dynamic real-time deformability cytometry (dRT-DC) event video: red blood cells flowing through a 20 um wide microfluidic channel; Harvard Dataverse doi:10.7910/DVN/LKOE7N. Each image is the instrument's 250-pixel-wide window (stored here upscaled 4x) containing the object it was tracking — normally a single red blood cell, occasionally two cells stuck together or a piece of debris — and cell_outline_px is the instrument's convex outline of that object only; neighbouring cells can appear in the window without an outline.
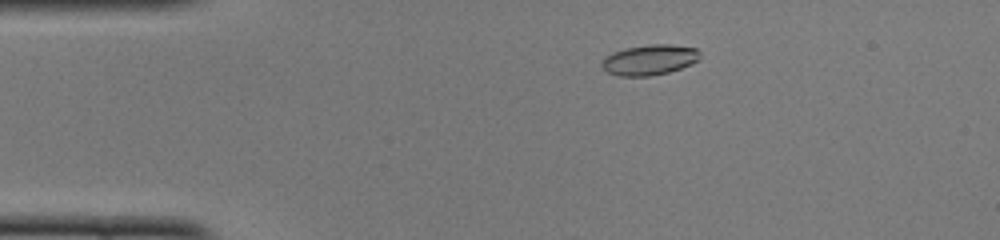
{"species": "common noctule bat (a hibernating species)", "species_latin": "Nyctalus noctula", "temperature_condition": "cold", "stored_images_in_passage": 48, "camera_frame_rate_fps": 3000, "um_per_image_px": 0.085, "animal": {"sex": "female", "body_mass_g": 22.0, "forearm_length_mm": 56.7}, "frame": {"image": 1, "passage_image": 7, "time_ms": 2.0, "image_size_px": [1000, 240], "cell_outline_px": [[700, 60], [692, 64], [668, 72], [648, 76], [620, 76], [608, 72], [600, 64], [604, 56], [612, 52], [624, 48], [648, 44], [672, 44], [696, 48], [700, 52]], "centroid_in_image_um": [55.21, 5.07], "position_along_channel_um": 29.8, "area_um2": 17.57}}
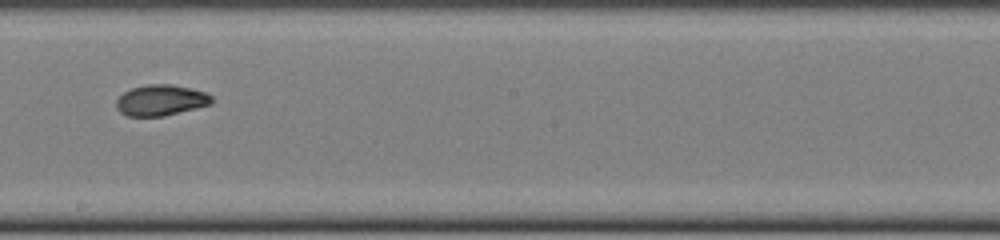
{"frame": {"image": 2, "passage_image": 26, "time_ms": 8.333, "image_size_px": [1000, 240], "cell_outline_px": [[212, 104], [164, 116], [128, 116], [120, 112], [116, 108], [116, 100], [124, 92], [132, 88], [148, 84], [172, 84], [192, 88], [204, 92], [212, 96]], "centroid_in_image_um": [13.67, 8.51], "position_along_channel_um": 234.5, "area_um2": 17.17}}
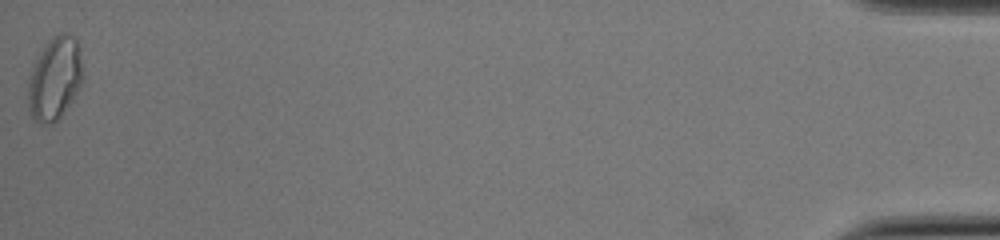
{"frame": {"image": 3, "passage_image": 48, "time_ms": 15.667, "image_size_px": [1000, 240], "cell_outline_px": [[84, 80], [72, 100], [60, 116], [52, 124], [40, 124], [32, 116], [28, 108], [28, 76], [40, 52], [48, 40], [52, 36], [60, 32], [64, 32], [72, 36], [76, 40], [80, 48], [84, 76]], "centroid_in_image_um": [4.67, 6.65], "position_along_channel_um": 430.5, "area_um2": 26.7}, "authors_computed_cell_mechanics": {"area_um2": 17.5134, "velocity_mm_per_s": 3.9995, "shape_relaxation_time_tau1_ms": 4.4749, "shape_relaxation_time_tau2_ms": 2.0298, "deformation_change_tau1": 0.181, "deformation_change_tau2": 0.0612}}